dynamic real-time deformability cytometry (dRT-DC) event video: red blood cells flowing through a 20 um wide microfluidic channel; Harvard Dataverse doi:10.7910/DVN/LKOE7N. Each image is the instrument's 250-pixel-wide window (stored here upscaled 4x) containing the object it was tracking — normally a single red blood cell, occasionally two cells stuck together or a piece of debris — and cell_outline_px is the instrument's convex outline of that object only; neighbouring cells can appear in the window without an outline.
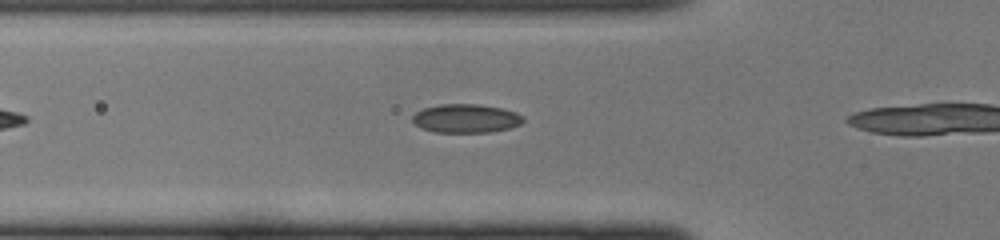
{"species": "common noctule bat (a hibernating species)", "species_latin": "Nyctalus noctula", "temperature_condition": "cold", "stored_images_in_passage": 7, "camera_frame_rate_fps": 3000, "um_per_image_px": 0.085, "animal": {"sex": "female", "body_mass_g": 22.0, "forearm_length_mm": 56.7}, "frame": {"image": 1, "passage_image": 6, "time_ms": 1.667, "image_size_px": [1000, 240], "cell_outline_px": [[524, 120], [520, 124], [508, 128], [492, 132], [432, 132], [420, 128], [412, 120], [412, 116], [416, 112], [424, 108], [440, 104], [480, 104], [500, 108], [516, 112], [524, 116]], "centroid_in_image_um": [39.59, 10.07], "position_along_channel_um": 86.2, "area_um2": 18.55}}